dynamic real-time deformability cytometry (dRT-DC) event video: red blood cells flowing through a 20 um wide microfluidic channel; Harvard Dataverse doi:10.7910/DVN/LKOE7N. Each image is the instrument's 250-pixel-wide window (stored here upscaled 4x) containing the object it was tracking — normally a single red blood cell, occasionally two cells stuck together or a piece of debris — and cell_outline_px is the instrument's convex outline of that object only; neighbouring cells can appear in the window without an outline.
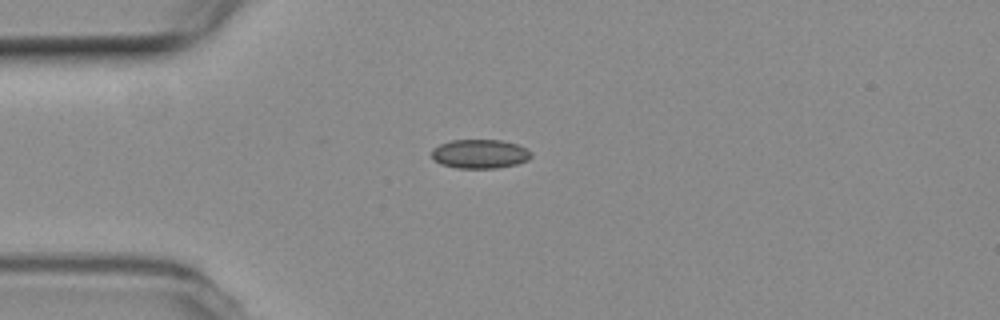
{"species": "common noctule bat (a hibernating species)", "species_latin": "Nyctalus noctula", "temperature_condition": "room temperature", "stored_images_in_passage": 42, "camera_frame_rate_fps": 3000, "um_per_image_px": 0.085, "animal": {"sex": "female", "body_mass_g": 19.3, "forearm_length_mm": 54.1}, "frame": {"image": 1, "passage_image": 1, "time_ms": 0.0, "image_size_px": [1000, 320], "cell_outline_px": [[532, 156], [528, 160], [516, 164], [496, 168], [456, 168], [440, 164], [432, 156], [432, 148], [440, 144], [452, 140], [500, 140], [516, 144], [532, 152]], "centroid_in_image_um": [40.78, 13.08], "position_along_channel_um": 44.2, "area_um2": 16.76}}
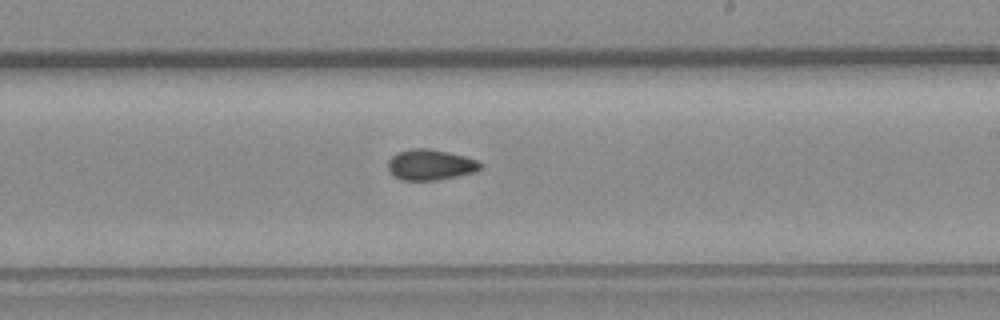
{"frame": {"image": 2, "passage_image": 19, "time_ms": 6.0, "image_size_px": [1000, 320], "cell_outline_px": [[484, 164], [476, 172], [436, 180], [400, 180], [388, 172], [388, 160], [396, 152], [412, 148], [428, 148], [448, 152], [464, 156], [476, 160]], "centroid_in_image_um": [36.55, 14.0], "position_along_channel_um": 252.4, "area_um2": 16.65}}
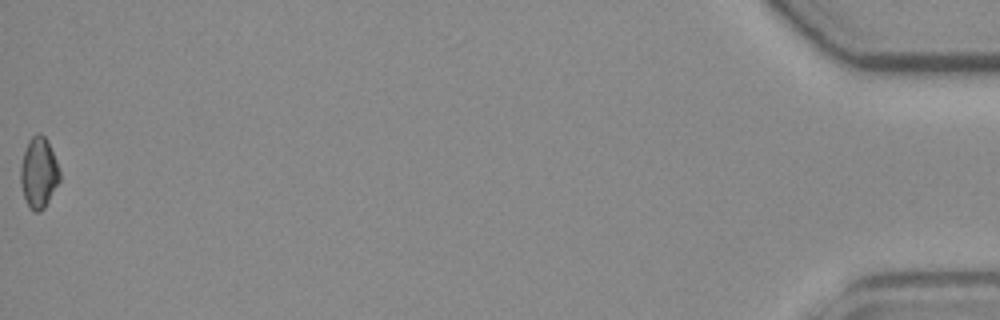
{"frame": {"image": 3, "passage_image": 42, "time_ms": 13.667, "image_size_px": [1000, 320], "cell_outline_px": [[60, 180], [44, 208], [40, 212], [32, 212], [28, 208], [20, 184], [20, 168], [24, 152], [28, 140], [36, 132], [40, 132], [48, 140], [56, 160], [60, 172]], "centroid_in_image_um": [3.28, 14.68], "position_along_channel_um": 431.9, "area_um2": 16.3}, "authors_computed_cell_mechanics": {"area_um2": 16.2707, "velocity_mm_per_s": 3.7527, "shape_relaxation_time_tau1_ms": null, "shape_relaxation_time_tau2_ms": 7.0197, "deformation_change_tau1": null, "deformation_change_tau2": 0.0772}}